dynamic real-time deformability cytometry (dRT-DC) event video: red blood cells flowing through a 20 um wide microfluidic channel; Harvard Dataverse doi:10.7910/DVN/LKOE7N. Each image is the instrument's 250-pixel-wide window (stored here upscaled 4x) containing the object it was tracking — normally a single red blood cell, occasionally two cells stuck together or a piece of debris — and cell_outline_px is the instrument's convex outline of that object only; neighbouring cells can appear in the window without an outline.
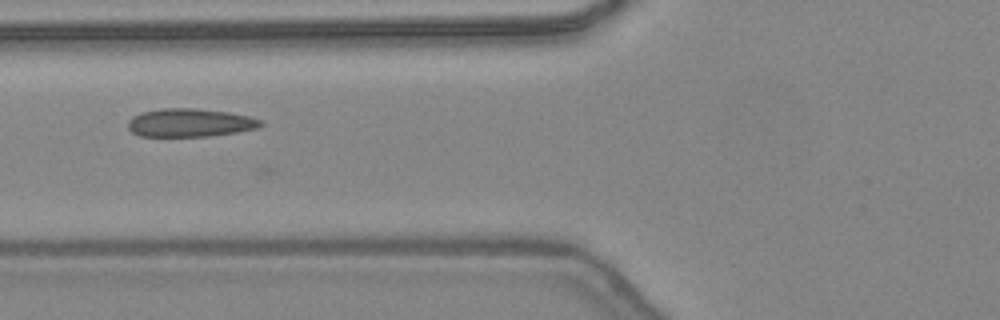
{"species": "common noctule bat (a hibernating species)", "species_latin": "Nyctalus noctula", "temperature_condition": "warm", "stored_images_in_passage": 11, "camera_frame_rate_fps": 3000, "um_per_image_px": 0.085, "animal": {"sex": "female", "body_mass_g": 24.6, "forearm_length_mm": 56.2}, "frame": {"image": 1, "passage_image": 6, "time_ms": 1.667, "image_size_px": [1000, 320], "cell_outline_px": [[264, 124], [260, 128], [236, 132], [208, 136], [140, 136], [132, 132], [128, 128], [128, 120], [132, 116], [144, 112], [160, 108], [192, 108], [228, 112], [248, 116], [260, 120]], "centroid_in_image_um": [16.14, 10.43], "position_along_channel_um": 109.7, "area_um2": 21.79}}